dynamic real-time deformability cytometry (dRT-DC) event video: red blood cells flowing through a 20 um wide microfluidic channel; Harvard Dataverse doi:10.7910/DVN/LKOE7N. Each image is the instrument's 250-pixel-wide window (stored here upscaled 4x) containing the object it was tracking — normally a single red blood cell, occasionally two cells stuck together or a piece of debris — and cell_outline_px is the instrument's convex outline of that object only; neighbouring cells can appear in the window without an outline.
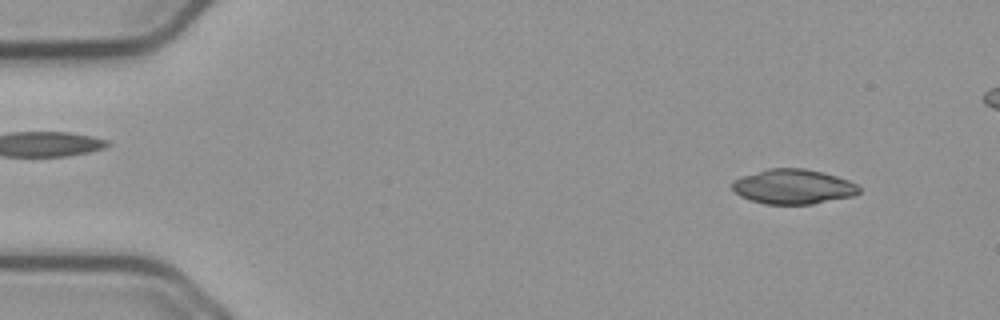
{"species": "common noctule bat (a hibernating species)", "species_latin": "Nyctalus noctula", "temperature_condition": "cold", "stored_images_in_passage": 51, "camera_frame_rate_fps": 3000, "um_per_image_px": 0.085, "animal": {"sex": "male", "body_mass_g": 23.1, "forearm_length_mm": 52.7}, "frame": {"image": 1, "passage_image": 5, "time_ms": 1.333, "image_size_px": [1000, 320], "cell_outline_px": [[860, 192], [852, 196], [812, 204], [764, 204], [740, 196], [732, 188], [732, 180], [740, 176], [768, 168], [804, 168], [824, 172], [848, 180], [856, 184], [860, 188]], "centroid_in_image_um": [67.4, 15.85], "position_along_channel_um": 17.6, "area_um2": 25.78}}